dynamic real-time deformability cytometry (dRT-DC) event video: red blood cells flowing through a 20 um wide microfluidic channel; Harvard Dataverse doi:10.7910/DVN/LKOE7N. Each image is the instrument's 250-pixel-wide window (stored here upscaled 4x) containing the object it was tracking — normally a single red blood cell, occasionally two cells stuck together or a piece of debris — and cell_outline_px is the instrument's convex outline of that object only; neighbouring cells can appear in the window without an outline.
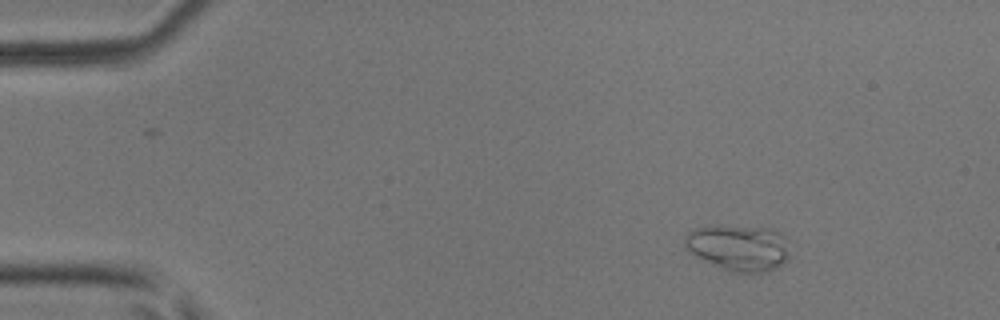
{"species": "common noctule bat (a hibernating species)", "species_latin": "Nyctalus noctula", "temperature_condition": "room temperature", "stored_images_in_passage": 6, "camera_frame_rate_fps": 3000, "um_per_image_px": 0.085, "animal": {"sex": "male", "body_mass_g": 17.9, "forearm_length_mm": 54.2}, "frame": {"image": 1, "passage_image": 1, "time_ms": 0.0, "image_size_px": [1000, 320], "cell_outline_px": [[788, 260], [776, 268], [768, 272], [744, 276], [732, 272], [696, 256], [684, 244], [684, 236], [692, 228], [716, 224], [772, 228], [780, 232], [784, 236], [788, 256]], "centroid_in_image_um": [62.79, 21.05], "position_along_channel_um": 22.2, "area_um2": 28.9}}